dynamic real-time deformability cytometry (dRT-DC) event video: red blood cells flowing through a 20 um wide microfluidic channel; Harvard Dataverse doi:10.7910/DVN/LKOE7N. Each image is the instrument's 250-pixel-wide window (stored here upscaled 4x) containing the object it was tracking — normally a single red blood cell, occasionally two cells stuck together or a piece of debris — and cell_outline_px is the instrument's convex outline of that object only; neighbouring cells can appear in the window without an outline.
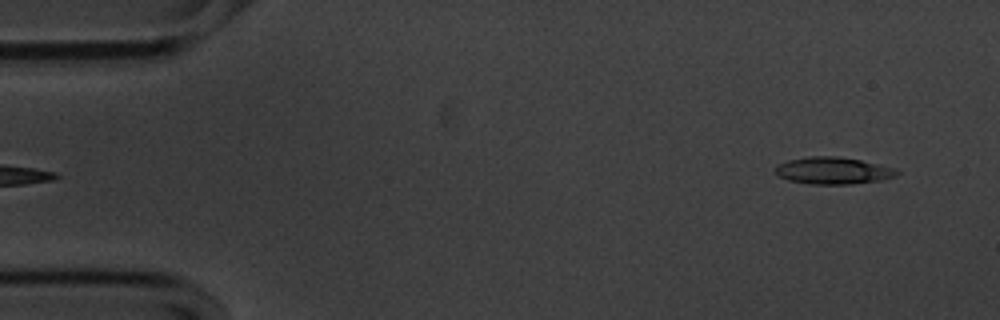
{"species": "common noctule bat (a hibernating species)", "species_latin": "Nyctalus noctula", "temperature_condition": "cold", "stored_images_in_passage": 54, "camera_frame_rate_fps": 3000, "um_per_image_px": 0.085, "animal": {"sex": "male", "body_mass_g": 20.1, "forearm_length_mm": 53.5}, "frame": {"image": 1, "passage_image": 3, "time_ms": 0.667, "image_size_px": [1000, 320], "cell_outline_px": [[900, 172], [892, 176], [880, 180], [852, 184], [808, 184], [788, 180], [780, 176], [776, 172], [776, 164], [788, 160], [808, 156], [836, 156], [860, 160], [892, 168]], "centroid_in_image_um": [70.74, 14.5], "position_along_channel_um": 14.3, "area_um2": 18.84}}
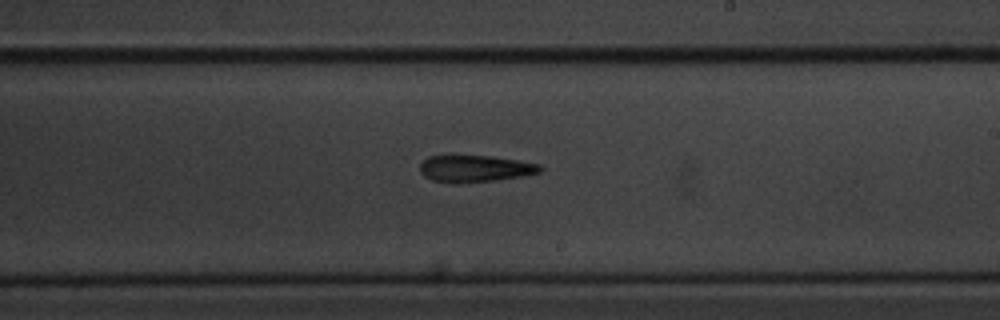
{"frame": {"image": 2, "passage_image": 31, "time_ms": 10.0, "image_size_px": [1000, 320], "cell_outline_px": [[544, 168], [540, 172], [524, 176], [492, 180], [432, 180], [424, 176], [420, 172], [420, 164], [428, 156], [448, 152], [492, 156], [540, 164]], "centroid_in_image_um": [40.35, 14.23], "position_along_channel_um": 248.6, "area_um2": 18.79}}
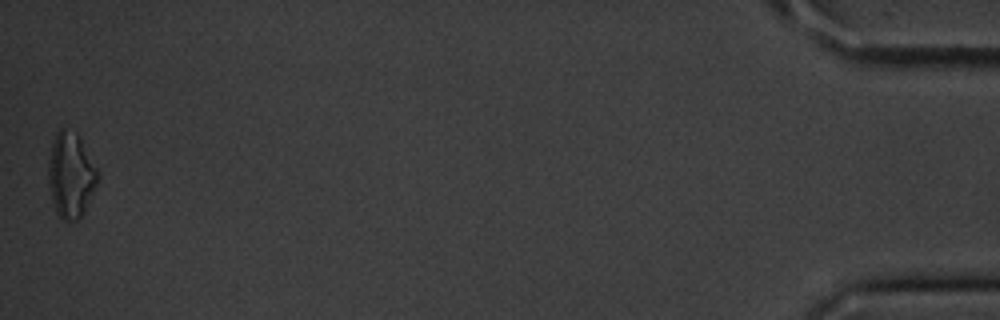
{"frame": {"image": 3, "passage_image": 54, "time_ms": 17.667, "image_size_px": [1000, 320], "cell_outline_px": [[100, 176], [84, 212], [76, 220], [68, 224], [56, 212], [52, 200], [48, 184], [48, 164], [52, 144], [56, 132], [60, 128], [64, 128], [76, 132], [96, 168]], "centroid_in_image_um": [6.0, 14.91], "position_along_channel_um": 429.2, "area_um2": 24.33}, "authors_computed_cell_mechanics": {"area_um2": 19.2185, "velocity_mm_per_s": 3.5781, "shape_relaxation_time_tau1_ms": 3.9244, "shape_relaxation_time_tau2_ms": null, "deformation_change_tau1": 0.1257, "deformation_change_tau2": null}}